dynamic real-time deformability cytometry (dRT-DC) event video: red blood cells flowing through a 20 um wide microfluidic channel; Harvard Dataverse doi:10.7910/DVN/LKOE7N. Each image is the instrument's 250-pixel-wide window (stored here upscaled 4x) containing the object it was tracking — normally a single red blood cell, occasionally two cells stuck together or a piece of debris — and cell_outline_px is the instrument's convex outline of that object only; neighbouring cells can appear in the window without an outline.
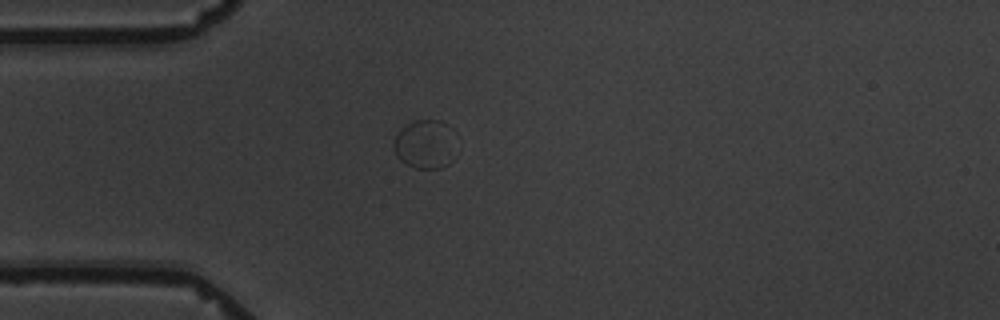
{"species": "common noctule bat (a hibernating species)", "species_latin": "Nyctalus noctula", "temperature_condition": "warm", "stored_images_in_passage": 1, "camera_frame_rate_fps": 3000, "um_per_image_px": 0.085, "animal": {"sex": "male", "body_mass_g": 19.5, "forearm_length_mm": 54.6}, "frame": {"image": 1, "passage_image": 1, "time_ms": 0.0, "image_size_px": [1000, 320], "cell_outline_px": [[456, 160], [440, 168], [416, 168], [404, 164], [396, 156], [392, 148], [392, 140], [400, 128], [404, 124], [412, 120], [440, 120], [448, 124], [456, 132]], "centroid_in_image_um": [36.17, 12.25], "position_along_channel_um": 48.8, "area_um2": 18.96}}